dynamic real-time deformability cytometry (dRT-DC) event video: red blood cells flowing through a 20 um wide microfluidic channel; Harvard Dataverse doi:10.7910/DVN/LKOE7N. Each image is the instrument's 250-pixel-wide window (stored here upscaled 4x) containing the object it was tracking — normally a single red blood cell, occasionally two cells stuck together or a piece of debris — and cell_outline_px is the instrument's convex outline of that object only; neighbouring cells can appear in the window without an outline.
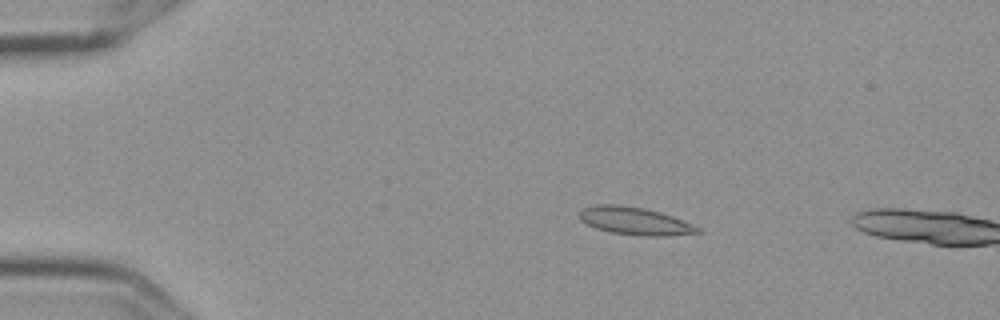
{"species": "Egyptian fruit bat (a non-hibernating species)", "species_latin": "Rousettus aegyptiacus", "temperature_condition": "cold", "stored_images_in_passage": 3, "camera_frame_rate_fps": 3000, "um_per_image_px": 0.085, "frame": {"image": 1, "passage_image": 2, "time_ms": 0.333, "image_size_px": [1000, 320], "cell_outline_px": [[700, 232], [668, 236], [640, 236], [612, 232], [596, 228], [580, 220], [580, 208], [596, 204], [616, 204], [644, 208], [660, 212], [672, 216], [692, 224], [700, 228]], "centroid_in_image_um": [53.94, 18.78], "position_along_channel_um": 31.1, "area_um2": 19.02}}